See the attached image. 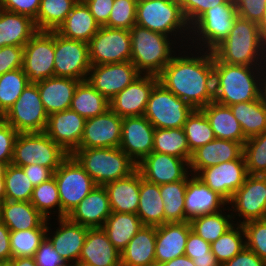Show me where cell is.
Here are the masks:
<instances>
[{
    "label": "cell",
    "mask_w": 266,
    "mask_h": 266,
    "mask_svg": "<svg viewBox=\"0 0 266 266\" xmlns=\"http://www.w3.org/2000/svg\"><path fill=\"white\" fill-rule=\"evenodd\" d=\"M158 80L193 109H202L214 101L213 52L188 46L179 48Z\"/></svg>",
    "instance_id": "6da1fadb"
},
{
    "label": "cell",
    "mask_w": 266,
    "mask_h": 266,
    "mask_svg": "<svg viewBox=\"0 0 266 266\" xmlns=\"http://www.w3.org/2000/svg\"><path fill=\"white\" fill-rule=\"evenodd\" d=\"M214 102L231 106L260 98L266 66L231 65L213 55Z\"/></svg>",
    "instance_id": "7a4b0ae2"
},
{
    "label": "cell",
    "mask_w": 266,
    "mask_h": 266,
    "mask_svg": "<svg viewBox=\"0 0 266 266\" xmlns=\"http://www.w3.org/2000/svg\"><path fill=\"white\" fill-rule=\"evenodd\" d=\"M223 63L243 66H266V40L258 23L236 17L228 37L213 51Z\"/></svg>",
    "instance_id": "3957f363"
},
{
    "label": "cell",
    "mask_w": 266,
    "mask_h": 266,
    "mask_svg": "<svg viewBox=\"0 0 266 266\" xmlns=\"http://www.w3.org/2000/svg\"><path fill=\"white\" fill-rule=\"evenodd\" d=\"M131 34L130 62L143 75L158 76L181 48L173 38L147 28L134 25Z\"/></svg>",
    "instance_id": "277c9868"
},
{
    "label": "cell",
    "mask_w": 266,
    "mask_h": 266,
    "mask_svg": "<svg viewBox=\"0 0 266 266\" xmlns=\"http://www.w3.org/2000/svg\"><path fill=\"white\" fill-rule=\"evenodd\" d=\"M136 25L163 33L178 41L182 48L189 45L190 25L183 14L179 0L137 1Z\"/></svg>",
    "instance_id": "5b68a950"
},
{
    "label": "cell",
    "mask_w": 266,
    "mask_h": 266,
    "mask_svg": "<svg viewBox=\"0 0 266 266\" xmlns=\"http://www.w3.org/2000/svg\"><path fill=\"white\" fill-rule=\"evenodd\" d=\"M71 155L100 186L128 177L137 169L135 162L119 147L76 149Z\"/></svg>",
    "instance_id": "8992f818"
},
{
    "label": "cell",
    "mask_w": 266,
    "mask_h": 266,
    "mask_svg": "<svg viewBox=\"0 0 266 266\" xmlns=\"http://www.w3.org/2000/svg\"><path fill=\"white\" fill-rule=\"evenodd\" d=\"M237 16L233 0H228L224 4L214 6L205 11L190 26L189 44L191 43L192 45L188 46L212 52L228 37Z\"/></svg>",
    "instance_id": "52a82bcc"
},
{
    "label": "cell",
    "mask_w": 266,
    "mask_h": 266,
    "mask_svg": "<svg viewBox=\"0 0 266 266\" xmlns=\"http://www.w3.org/2000/svg\"><path fill=\"white\" fill-rule=\"evenodd\" d=\"M67 156L45 132L18 133L11 164L18 167L38 164L55 172Z\"/></svg>",
    "instance_id": "ba28073f"
},
{
    "label": "cell",
    "mask_w": 266,
    "mask_h": 266,
    "mask_svg": "<svg viewBox=\"0 0 266 266\" xmlns=\"http://www.w3.org/2000/svg\"><path fill=\"white\" fill-rule=\"evenodd\" d=\"M53 176L60 197L61 218L66 217L97 186L72 155L62 161Z\"/></svg>",
    "instance_id": "9c48e42d"
},
{
    "label": "cell",
    "mask_w": 266,
    "mask_h": 266,
    "mask_svg": "<svg viewBox=\"0 0 266 266\" xmlns=\"http://www.w3.org/2000/svg\"><path fill=\"white\" fill-rule=\"evenodd\" d=\"M193 110L189 104L158 82L150 94L144 116L155 129L182 128Z\"/></svg>",
    "instance_id": "30bf717a"
},
{
    "label": "cell",
    "mask_w": 266,
    "mask_h": 266,
    "mask_svg": "<svg viewBox=\"0 0 266 266\" xmlns=\"http://www.w3.org/2000/svg\"><path fill=\"white\" fill-rule=\"evenodd\" d=\"M18 133H41L45 131L48 114L40 98L37 84L29 83L19 99L3 116Z\"/></svg>",
    "instance_id": "8fae6325"
},
{
    "label": "cell",
    "mask_w": 266,
    "mask_h": 266,
    "mask_svg": "<svg viewBox=\"0 0 266 266\" xmlns=\"http://www.w3.org/2000/svg\"><path fill=\"white\" fill-rule=\"evenodd\" d=\"M88 43L68 39L54 31V75L85 81L91 67Z\"/></svg>",
    "instance_id": "7c38bea8"
},
{
    "label": "cell",
    "mask_w": 266,
    "mask_h": 266,
    "mask_svg": "<svg viewBox=\"0 0 266 266\" xmlns=\"http://www.w3.org/2000/svg\"><path fill=\"white\" fill-rule=\"evenodd\" d=\"M88 46L91 65L123 63L131 58L129 30L100 26Z\"/></svg>",
    "instance_id": "4fadbf2b"
},
{
    "label": "cell",
    "mask_w": 266,
    "mask_h": 266,
    "mask_svg": "<svg viewBox=\"0 0 266 266\" xmlns=\"http://www.w3.org/2000/svg\"><path fill=\"white\" fill-rule=\"evenodd\" d=\"M228 205L231 207L234 223L237 221L236 224L242 225L251 220L265 219L266 178L260 175H248L243 185L233 194Z\"/></svg>",
    "instance_id": "5bb4252c"
},
{
    "label": "cell",
    "mask_w": 266,
    "mask_h": 266,
    "mask_svg": "<svg viewBox=\"0 0 266 266\" xmlns=\"http://www.w3.org/2000/svg\"><path fill=\"white\" fill-rule=\"evenodd\" d=\"M22 69L29 83L54 75V31H37L24 46Z\"/></svg>",
    "instance_id": "9a60e30c"
},
{
    "label": "cell",
    "mask_w": 266,
    "mask_h": 266,
    "mask_svg": "<svg viewBox=\"0 0 266 266\" xmlns=\"http://www.w3.org/2000/svg\"><path fill=\"white\" fill-rule=\"evenodd\" d=\"M244 156L202 169L196 176L229 202L248 176Z\"/></svg>",
    "instance_id": "2e32d148"
},
{
    "label": "cell",
    "mask_w": 266,
    "mask_h": 266,
    "mask_svg": "<svg viewBox=\"0 0 266 266\" xmlns=\"http://www.w3.org/2000/svg\"><path fill=\"white\" fill-rule=\"evenodd\" d=\"M141 74L130 62L92 65L87 81L107 100H111Z\"/></svg>",
    "instance_id": "e0dca14e"
},
{
    "label": "cell",
    "mask_w": 266,
    "mask_h": 266,
    "mask_svg": "<svg viewBox=\"0 0 266 266\" xmlns=\"http://www.w3.org/2000/svg\"><path fill=\"white\" fill-rule=\"evenodd\" d=\"M137 170L143 179L157 185L188 180L191 175L187 160L157 152L144 157Z\"/></svg>",
    "instance_id": "ac0fdd59"
},
{
    "label": "cell",
    "mask_w": 266,
    "mask_h": 266,
    "mask_svg": "<svg viewBox=\"0 0 266 266\" xmlns=\"http://www.w3.org/2000/svg\"><path fill=\"white\" fill-rule=\"evenodd\" d=\"M121 130L122 118L109 108L103 114L86 119L77 149L119 147Z\"/></svg>",
    "instance_id": "d6986e66"
},
{
    "label": "cell",
    "mask_w": 266,
    "mask_h": 266,
    "mask_svg": "<svg viewBox=\"0 0 266 266\" xmlns=\"http://www.w3.org/2000/svg\"><path fill=\"white\" fill-rule=\"evenodd\" d=\"M155 127L142 116L122 118L119 148L137 165L153 151Z\"/></svg>",
    "instance_id": "ffe728a7"
},
{
    "label": "cell",
    "mask_w": 266,
    "mask_h": 266,
    "mask_svg": "<svg viewBox=\"0 0 266 266\" xmlns=\"http://www.w3.org/2000/svg\"><path fill=\"white\" fill-rule=\"evenodd\" d=\"M55 220L59 226L52 231L49 219L46 238L68 266H76L89 228L73 223L67 217Z\"/></svg>",
    "instance_id": "44dd1931"
},
{
    "label": "cell",
    "mask_w": 266,
    "mask_h": 266,
    "mask_svg": "<svg viewBox=\"0 0 266 266\" xmlns=\"http://www.w3.org/2000/svg\"><path fill=\"white\" fill-rule=\"evenodd\" d=\"M158 82V76L141 74L109 101V108L121 118L144 115L150 94Z\"/></svg>",
    "instance_id": "7402d4cb"
},
{
    "label": "cell",
    "mask_w": 266,
    "mask_h": 266,
    "mask_svg": "<svg viewBox=\"0 0 266 266\" xmlns=\"http://www.w3.org/2000/svg\"><path fill=\"white\" fill-rule=\"evenodd\" d=\"M86 119L72 109L48 115L45 133L68 155L80 145Z\"/></svg>",
    "instance_id": "603a6c76"
},
{
    "label": "cell",
    "mask_w": 266,
    "mask_h": 266,
    "mask_svg": "<svg viewBox=\"0 0 266 266\" xmlns=\"http://www.w3.org/2000/svg\"><path fill=\"white\" fill-rule=\"evenodd\" d=\"M243 146L240 142L215 138L192 152L190 173L197 175L204 168L239 159L243 155Z\"/></svg>",
    "instance_id": "cb8c5ba5"
},
{
    "label": "cell",
    "mask_w": 266,
    "mask_h": 266,
    "mask_svg": "<svg viewBox=\"0 0 266 266\" xmlns=\"http://www.w3.org/2000/svg\"><path fill=\"white\" fill-rule=\"evenodd\" d=\"M77 265L121 266V254L103 228H89Z\"/></svg>",
    "instance_id": "d4e9b609"
},
{
    "label": "cell",
    "mask_w": 266,
    "mask_h": 266,
    "mask_svg": "<svg viewBox=\"0 0 266 266\" xmlns=\"http://www.w3.org/2000/svg\"><path fill=\"white\" fill-rule=\"evenodd\" d=\"M184 203V213L189 220L196 216L216 213L228 207V202L222 196L192 174L188 178Z\"/></svg>",
    "instance_id": "484cf974"
},
{
    "label": "cell",
    "mask_w": 266,
    "mask_h": 266,
    "mask_svg": "<svg viewBox=\"0 0 266 266\" xmlns=\"http://www.w3.org/2000/svg\"><path fill=\"white\" fill-rule=\"evenodd\" d=\"M191 230L190 221L156 226V266L185 255V246Z\"/></svg>",
    "instance_id": "4316f807"
},
{
    "label": "cell",
    "mask_w": 266,
    "mask_h": 266,
    "mask_svg": "<svg viewBox=\"0 0 266 266\" xmlns=\"http://www.w3.org/2000/svg\"><path fill=\"white\" fill-rule=\"evenodd\" d=\"M110 215L107 191L97 185L66 217L88 228H102Z\"/></svg>",
    "instance_id": "83f0119b"
},
{
    "label": "cell",
    "mask_w": 266,
    "mask_h": 266,
    "mask_svg": "<svg viewBox=\"0 0 266 266\" xmlns=\"http://www.w3.org/2000/svg\"><path fill=\"white\" fill-rule=\"evenodd\" d=\"M141 174L136 169L128 177L107 183V191L111 212L136 214L139 204Z\"/></svg>",
    "instance_id": "f1b7e54d"
},
{
    "label": "cell",
    "mask_w": 266,
    "mask_h": 266,
    "mask_svg": "<svg viewBox=\"0 0 266 266\" xmlns=\"http://www.w3.org/2000/svg\"><path fill=\"white\" fill-rule=\"evenodd\" d=\"M80 81L53 76L36 83L48 115L69 109L76 86Z\"/></svg>",
    "instance_id": "f546056e"
},
{
    "label": "cell",
    "mask_w": 266,
    "mask_h": 266,
    "mask_svg": "<svg viewBox=\"0 0 266 266\" xmlns=\"http://www.w3.org/2000/svg\"><path fill=\"white\" fill-rule=\"evenodd\" d=\"M1 222L10 231L47 229L48 226V219L30 201L5 200L1 204Z\"/></svg>",
    "instance_id": "4dcf8cb0"
},
{
    "label": "cell",
    "mask_w": 266,
    "mask_h": 266,
    "mask_svg": "<svg viewBox=\"0 0 266 266\" xmlns=\"http://www.w3.org/2000/svg\"><path fill=\"white\" fill-rule=\"evenodd\" d=\"M156 226L143 225L120 252L121 266H156Z\"/></svg>",
    "instance_id": "1f68e13d"
},
{
    "label": "cell",
    "mask_w": 266,
    "mask_h": 266,
    "mask_svg": "<svg viewBox=\"0 0 266 266\" xmlns=\"http://www.w3.org/2000/svg\"><path fill=\"white\" fill-rule=\"evenodd\" d=\"M99 28L89 7L78 0L56 32L65 38L89 43Z\"/></svg>",
    "instance_id": "d6a6232c"
},
{
    "label": "cell",
    "mask_w": 266,
    "mask_h": 266,
    "mask_svg": "<svg viewBox=\"0 0 266 266\" xmlns=\"http://www.w3.org/2000/svg\"><path fill=\"white\" fill-rule=\"evenodd\" d=\"M37 31L34 20L30 17L0 8V48L24 47Z\"/></svg>",
    "instance_id": "836d02e7"
},
{
    "label": "cell",
    "mask_w": 266,
    "mask_h": 266,
    "mask_svg": "<svg viewBox=\"0 0 266 266\" xmlns=\"http://www.w3.org/2000/svg\"><path fill=\"white\" fill-rule=\"evenodd\" d=\"M208 118L216 138L240 142L244 145V136L240 123L234 117L229 106L210 102L201 109Z\"/></svg>",
    "instance_id": "e575fe53"
},
{
    "label": "cell",
    "mask_w": 266,
    "mask_h": 266,
    "mask_svg": "<svg viewBox=\"0 0 266 266\" xmlns=\"http://www.w3.org/2000/svg\"><path fill=\"white\" fill-rule=\"evenodd\" d=\"M164 203L160 194V185L142 178L139 192L137 215L143 225L159 226L164 224Z\"/></svg>",
    "instance_id": "d590c367"
},
{
    "label": "cell",
    "mask_w": 266,
    "mask_h": 266,
    "mask_svg": "<svg viewBox=\"0 0 266 266\" xmlns=\"http://www.w3.org/2000/svg\"><path fill=\"white\" fill-rule=\"evenodd\" d=\"M142 226L137 214L111 212L102 228L110 242L121 252Z\"/></svg>",
    "instance_id": "8d00e7d4"
},
{
    "label": "cell",
    "mask_w": 266,
    "mask_h": 266,
    "mask_svg": "<svg viewBox=\"0 0 266 266\" xmlns=\"http://www.w3.org/2000/svg\"><path fill=\"white\" fill-rule=\"evenodd\" d=\"M229 107L247 139L266 131V105L261 98Z\"/></svg>",
    "instance_id": "74e56055"
},
{
    "label": "cell",
    "mask_w": 266,
    "mask_h": 266,
    "mask_svg": "<svg viewBox=\"0 0 266 266\" xmlns=\"http://www.w3.org/2000/svg\"><path fill=\"white\" fill-rule=\"evenodd\" d=\"M70 109L85 119L96 117L109 109V100L100 94L87 80L75 88Z\"/></svg>",
    "instance_id": "f35d334b"
},
{
    "label": "cell",
    "mask_w": 266,
    "mask_h": 266,
    "mask_svg": "<svg viewBox=\"0 0 266 266\" xmlns=\"http://www.w3.org/2000/svg\"><path fill=\"white\" fill-rule=\"evenodd\" d=\"M224 210L230 213L228 206L219 212L192 218L190 220L192 231L210 244L216 241L235 224L231 213H226Z\"/></svg>",
    "instance_id": "ab89813d"
},
{
    "label": "cell",
    "mask_w": 266,
    "mask_h": 266,
    "mask_svg": "<svg viewBox=\"0 0 266 266\" xmlns=\"http://www.w3.org/2000/svg\"><path fill=\"white\" fill-rule=\"evenodd\" d=\"M168 154L190 161L192 152L189 150L187 138L182 128L155 129L153 151Z\"/></svg>",
    "instance_id": "60d3db41"
},
{
    "label": "cell",
    "mask_w": 266,
    "mask_h": 266,
    "mask_svg": "<svg viewBox=\"0 0 266 266\" xmlns=\"http://www.w3.org/2000/svg\"><path fill=\"white\" fill-rule=\"evenodd\" d=\"M187 184L188 180H180L160 185L164 203V224L190 221L184 213Z\"/></svg>",
    "instance_id": "b9f144b4"
},
{
    "label": "cell",
    "mask_w": 266,
    "mask_h": 266,
    "mask_svg": "<svg viewBox=\"0 0 266 266\" xmlns=\"http://www.w3.org/2000/svg\"><path fill=\"white\" fill-rule=\"evenodd\" d=\"M78 0H41L34 21L39 31H56Z\"/></svg>",
    "instance_id": "7bdbcfd3"
},
{
    "label": "cell",
    "mask_w": 266,
    "mask_h": 266,
    "mask_svg": "<svg viewBox=\"0 0 266 266\" xmlns=\"http://www.w3.org/2000/svg\"><path fill=\"white\" fill-rule=\"evenodd\" d=\"M30 202L46 219H55L51 218L55 214L56 218H61V203L54 176L34 187Z\"/></svg>",
    "instance_id": "ee69618b"
},
{
    "label": "cell",
    "mask_w": 266,
    "mask_h": 266,
    "mask_svg": "<svg viewBox=\"0 0 266 266\" xmlns=\"http://www.w3.org/2000/svg\"><path fill=\"white\" fill-rule=\"evenodd\" d=\"M246 247L245 233L241 224H234L211 243V252L220 265L232 259Z\"/></svg>",
    "instance_id": "f6af8a7d"
},
{
    "label": "cell",
    "mask_w": 266,
    "mask_h": 266,
    "mask_svg": "<svg viewBox=\"0 0 266 266\" xmlns=\"http://www.w3.org/2000/svg\"><path fill=\"white\" fill-rule=\"evenodd\" d=\"M183 129L191 152L216 138L208 118L201 109L192 111L187 117Z\"/></svg>",
    "instance_id": "bcb514c9"
},
{
    "label": "cell",
    "mask_w": 266,
    "mask_h": 266,
    "mask_svg": "<svg viewBox=\"0 0 266 266\" xmlns=\"http://www.w3.org/2000/svg\"><path fill=\"white\" fill-rule=\"evenodd\" d=\"M29 84L22 68L6 72L0 76V112L3 116L19 99Z\"/></svg>",
    "instance_id": "7dc6e473"
},
{
    "label": "cell",
    "mask_w": 266,
    "mask_h": 266,
    "mask_svg": "<svg viewBox=\"0 0 266 266\" xmlns=\"http://www.w3.org/2000/svg\"><path fill=\"white\" fill-rule=\"evenodd\" d=\"M5 200L29 202L34 186L22 167L8 164L5 175Z\"/></svg>",
    "instance_id": "c3c4849f"
},
{
    "label": "cell",
    "mask_w": 266,
    "mask_h": 266,
    "mask_svg": "<svg viewBox=\"0 0 266 266\" xmlns=\"http://www.w3.org/2000/svg\"><path fill=\"white\" fill-rule=\"evenodd\" d=\"M47 229H29L10 231V249L12 258L34 257L46 238Z\"/></svg>",
    "instance_id": "681fc988"
},
{
    "label": "cell",
    "mask_w": 266,
    "mask_h": 266,
    "mask_svg": "<svg viewBox=\"0 0 266 266\" xmlns=\"http://www.w3.org/2000/svg\"><path fill=\"white\" fill-rule=\"evenodd\" d=\"M243 156L249 175L266 173V131L246 140Z\"/></svg>",
    "instance_id": "f907efd6"
},
{
    "label": "cell",
    "mask_w": 266,
    "mask_h": 266,
    "mask_svg": "<svg viewBox=\"0 0 266 266\" xmlns=\"http://www.w3.org/2000/svg\"><path fill=\"white\" fill-rule=\"evenodd\" d=\"M137 1L114 0L108 22L104 26L130 30L136 24Z\"/></svg>",
    "instance_id": "816d5d0a"
},
{
    "label": "cell",
    "mask_w": 266,
    "mask_h": 266,
    "mask_svg": "<svg viewBox=\"0 0 266 266\" xmlns=\"http://www.w3.org/2000/svg\"><path fill=\"white\" fill-rule=\"evenodd\" d=\"M246 248L266 262V218L251 220L242 224Z\"/></svg>",
    "instance_id": "f5cc1de1"
},
{
    "label": "cell",
    "mask_w": 266,
    "mask_h": 266,
    "mask_svg": "<svg viewBox=\"0 0 266 266\" xmlns=\"http://www.w3.org/2000/svg\"><path fill=\"white\" fill-rule=\"evenodd\" d=\"M228 0H179L183 14L191 26L205 11Z\"/></svg>",
    "instance_id": "db71d44e"
},
{
    "label": "cell",
    "mask_w": 266,
    "mask_h": 266,
    "mask_svg": "<svg viewBox=\"0 0 266 266\" xmlns=\"http://www.w3.org/2000/svg\"><path fill=\"white\" fill-rule=\"evenodd\" d=\"M17 135L18 132L4 119L0 122V161L7 165L12 161Z\"/></svg>",
    "instance_id": "11a10c76"
},
{
    "label": "cell",
    "mask_w": 266,
    "mask_h": 266,
    "mask_svg": "<svg viewBox=\"0 0 266 266\" xmlns=\"http://www.w3.org/2000/svg\"><path fill=\"white\" fill-rule=\"evenodd\" d=\"M239 17L259 23L266 10V0H233Z\"/></svg>",
    "instance_id": "9f6ffc18"
},
{
    "label": "cell",
    "mask_w": 266,
    "mask_h": 266,
    "mask_svg": "<svg viewBox=\"0 0 266 266\" xmlns=\"http://www.w3.org/2000/svg\"><path fill=\"white\" fill-rule=\"evenodd\" d=\"M24 47L4 46L0 48V76L22 68Z\"/></svg>",
    "instance_id": "6f0895ef"
},
{
    "label": "cell",
    "mask_w": 266,
    "mask_h": 266,
    "mask_svg": "<svg viewBox=\"0 0 266 266\" xmlns=\"http://www.w3.org/2000/svg\"><path fill=\"white\" fill-rule=\"evenodd\" d=\"M41 0H0V8L36 20Z\"/></svg>",
    "instance_id": "680465c9"
},
{
    "label": "cell",
    "mask_w": 266,
    "mask_h": 266,
    "mask_svg": "<svg viewBox=\"0 0 266 266\" xmlns=\"http://www.w3.org/2000/svg\"><path fill=\"white\" fill-rule=\"evenodd\" d=\"M34 259L37 266H68L47 238L39 246Z\"/></svg>",
    "instance_id": "91938a15"
},
{
    "label": "cell",
    "mask_w": 266,
    "mask_h": 266,
    "mask_svg": "<svg viewBox=\"0 0 266 266\" xmlns=\"http://www.w3.org/2000/svg\"><path fill=\"white\" fill-rule=\"evenodd\" d=\"M210 251L211 244L191 230L185 246V255L190 259H195L196 257L208 256Z\"/></svg>",
    "instance_id": "94428289"
},
{
    "label": "cell",
    "mask_w": 266,
    "mask_h": 266,
    "mask_svg": "<svg viewBox=\"0 0 266 266\" xmlns=\"http://www.w3.org/2000/svg\"><path fill=\"white\" fill-rule=\"evenodd\" d=\"M89 7L95 21L104 26L109 19L114 0H83Z\"/></svg>",
    "instance_id": "6125c7cd"
},
{
    "label": "cell",
    "mask_w": 266,
    "mask_h": 266,
    "mask_svg": "<svg viewBox=\"0 0 266 266\" xmlns=\"http://www.w3.org/2000/svg\"><path fill=\"white\" fill-rule=\"evenodd\" d=\"M221 266H266V262L256 253L245 247L241 252Z\"/></svg>",
    "instance_id": "be15d7a7"
},
{
    "label": "cell",
    "mask_w": 266,
    "mask_h": 266,
    "mask_svg": "<svg viewBox=\"0 0 266 266\" xmlns=\"http://www.w3.org/2000/svg\"><path fill=\"white\" fill-rule=\"evenodd\" d=\"M22 168L34 187L48 181L54 174L50 168L38 164L23 166Z\"/></svg>",
    "instance_id": "e7e4bbea"
},
{
    "label": "cell",
    "mask_w": 266,
    "mask_h": 266,
    "mask_svg": "<svg viewBox=\"0 0 266 266\" xmlns=\"http://www.w3.org/2000/svg\"><path fill=\"white\" fill-rule=\"evenodd\" d=\"M12 258L10 249V230L0 222V262H8Z\"/></svg>",
    "instance_id": "03108f58"
},
{
    "label": "cell",
    "mask_w": 266,
    "mask_h": 266,
    "mask_svg": "<svg viewBox=\"0 0 266 266\" xmlns=\"http://www.w3.org/2000/svg\"><path fill=\"white\" fill-rule=\"evenodd\" d=\"M192 261L195 266H221L211 251L208 252V256L196 257Z\"/></svg>",
    "instance_id": "003e7915"
},
{
    "label": "cell",
    "mask_w": 266,
    "mask_h": 266,
    "mask_svg": "<svg viewBox=\"0 0 266 266\" xmlns=\"http://www.w3.org/2000/svg\"><path fill=\"white\" fill-rule=\"evenodd\" d=\"M158 266H195V264L188 256L182 255Z\"/></svg>",
    "instance_id": "a7ac6f4b"
},
{
    "label": "cell",
    "mask_w": 266,
    "mask_h": 266,
    "mask_svg": "<svg viewBox=\"0 0 266 266\" xmlns=\"http://www.w3.org/2000/svg\"><path fill=\"white\" fill-rule=\"evenodd\" d=\"M10 262L13 266H37L34 257L11 258Z\"/></svg>",
    "instance_id": "89a4df30"
},
{
    "label": "cell",
    "mask_w": 266,
    "mask_h": 266,
    "mask_svg": "<svg viewBox=\"0 0 266 266\" xmlns=\"http://www.w3.org/2000/svg\"><path fill=\"white\" fill-rule=\"evenodd\" d=\"M260 98L262 102L266 105V71L261 80Z\"/></svg>",
    "instance_id": "2644e50d"
},
{
    "label": "cell",
    "mask_w": 266,
    "mask_h": 266,
    "mask_svg": "<svg viewBox=\"0 0 266 266\" xmlns=\"http://www.w3.org/2000/svg\"><path fill=\"white\" fill-rule=\"evenodd\" d=\"M261 35L266 40V10L263 14L261 21L258 23Z\"/></svg>",
    "instance_id": "8c879c8a"
},
{
    "label": "cell",
    "mask_w": 266,
    "mask_h": 266,
    "mask_svg": "<svg viewBox=\"0 0 266 266\" xmlns=\"http://www.w3.org/2000/svg\"><path fill=\"white\" fill-rule=\"evenodd\" d=\"M5 181L4 178H0V202L5 201Z\"/></svg>",
    "instance_id": "753ad0ef"
},
{
    "label": "cell",
    "mask_w": 266,
    "mask_h": 266,
    "mask_svg": "<svg viewBox=\"0 0 266 266\" xmlns=\"http://www.w3.org/2000/svg\"><path fill=\"white\" fill-rule=\"evenodd\" d=\"M7 166L5 162L0 161V178H4Z\"/></svg>",
    "instance_id": "34e18365"
},
{
    "label": "cell",
    "mask_w": 266,
    "mask_h": 266,
    "mask_svg": "<svg viewBox=\"0 0 266 266\" xmlns=\"http://www.w3.org/2000/svg\"><path fill=\"white\" fill-rule=\"evenodd\" d=\"M0 266H13L10 261L8 262H0Z\"/></svg>",
    "instance_id": "11e5206c"
},
{
    "label": "cell",
    "mask_w": 266,
    "mask_h": 266,
    "mask_svg": "<svg viewBox=\"0 0 266 266\" xmlns=\"http://www.w3.org/2000/svg\"><path fill=\"white\" fill-rule=\"evenodd\" d=\"M3 120V114L0 112V122Z\"/></svg>",
    "instance_id": "2a66077c"
},
{
    "label": "cell",
    "mask_w": 266,
    "mask_h": 266,
    "mask_svg": "<svg viewBox=\"0 0 266 266\" xmlns=\"http://www.w3.org/2000/svg\"><path fill=\"white\" fill-rule=\"evenodd\" d=\"M1 204L2 202H0V222H1Z\"/></svg>",
    "instance_id": "b9fcfbb0"
}]
</instances>
